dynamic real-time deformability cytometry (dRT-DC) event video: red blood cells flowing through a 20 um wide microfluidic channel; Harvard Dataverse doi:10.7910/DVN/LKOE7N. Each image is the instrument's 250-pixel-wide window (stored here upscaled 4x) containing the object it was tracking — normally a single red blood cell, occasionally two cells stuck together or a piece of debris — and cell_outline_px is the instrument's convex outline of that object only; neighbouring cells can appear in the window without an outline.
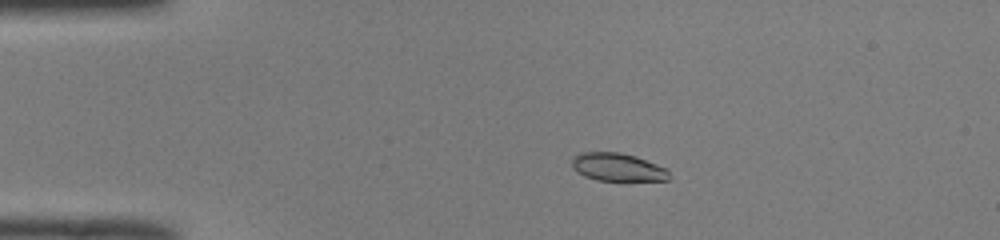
{"species": "common noctule bat (a hibernating species)", "species_latin": "Nyctalus noctula", "temperature_condition": "room temperature", "stored_images_in_passage": 51, "camera_frame_rate_fps": 3000, "um_per_image_px": 0.085, "animal": {"sex": "male", "body_mass_g": 19.0, "forearm_length_mm": 50.8}, "frame": {"image": 1, "passage_image": 11, "time_ms": 3.333, "image_size_px": [1000, 240], "cell_outline_px": [[668, 180], [596, 180], [584, 176], [572, 168], [572, 160], [580, 152], [620, 152], [636, 156], [668, 168]], "centroid_in_image_um": [52.5, 14.2], "position_along_channel_um": 32.5, "area_um2": 15.78}}
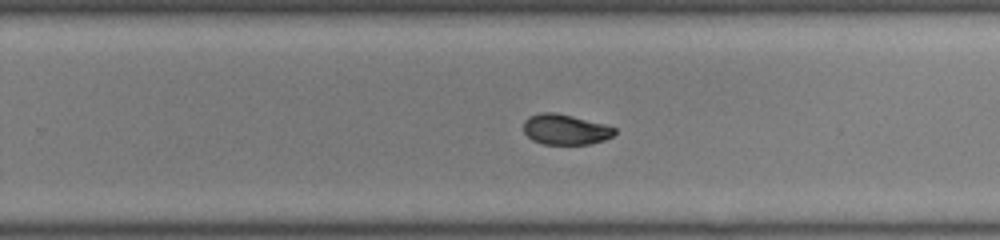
{"frame": {"image": 2, "passage_image": 33, "time_ms": 10.667, "image_size_px": [1000, 240], "cell_outline_px": [[616, 132], [612, 136], [604, 140], [588, 144], [544, 144], [532, 140], [524, 132], [524, 120], [528, 116], [540, 112], [556, 112], [604, 124], [616, 128]], "centroid_in_image_um": [48.03, 10.99], "position_along_channel_um": 281.8, "area_um2": 16.13}}
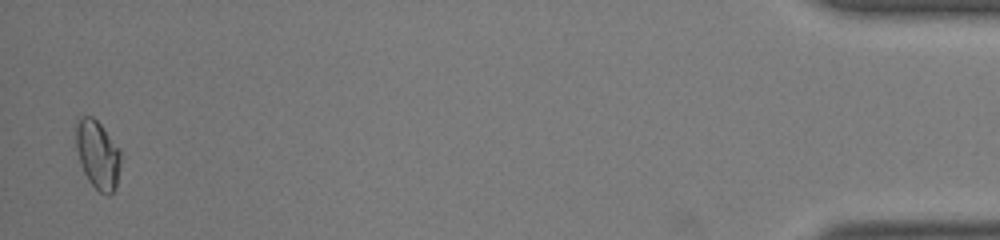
{"frame": {"image": 3, "passage_image": 50, "time_ms": 16.333, "image_size_px": [1000, 240], "cell_outline_px": [[120, 164], [116, 184], [112, 192], [108, 196], [100, 192], [88, 180], [80, 164], [76, 148], [76, 124], [80, 116], [92, 116], [100, 124], [120, 152]], "centroid_in_image_um": [8.27, 13.15], "position_along_channel_um": 426.9, "area_um2": 17.46}, "authors_computed_cell_mechanics": {"area_um2": 16.8198, "velocity_mm_per_s": 4.0869, "shape_relaxation_time_tau1_ms": 6.7665, "shape_relaxation_time_tau2_ms": 1.6414, "deformation_change_tau1": 0.2108, "deformation_change_tau2": 0.0512}}